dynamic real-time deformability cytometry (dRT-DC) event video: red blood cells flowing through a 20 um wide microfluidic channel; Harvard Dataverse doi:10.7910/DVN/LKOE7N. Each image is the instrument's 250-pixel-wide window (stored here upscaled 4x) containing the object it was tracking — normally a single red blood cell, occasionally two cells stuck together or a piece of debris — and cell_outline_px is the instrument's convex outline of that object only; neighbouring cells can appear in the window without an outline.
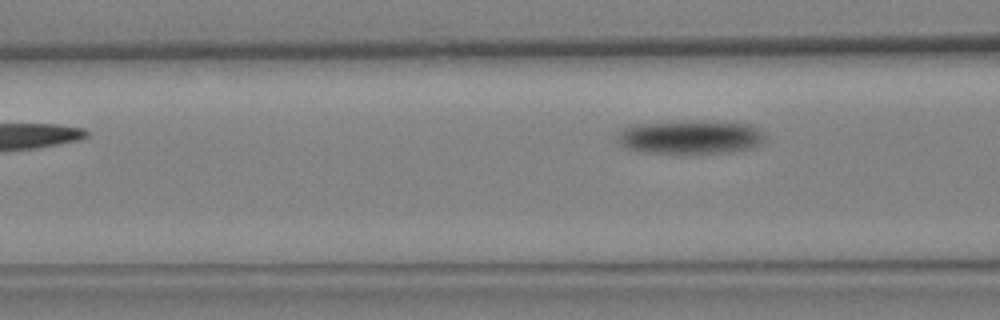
{"species": "Egyptian fruit bat (a non-hibernating species)", "species_latin": "Rousettus aegyptiacus", "temperature_condition": "warm", "stored_images_in_passage": 7, "camera_frame_rate_fps": 3000, "um_per_image_px": 0.085, "animal": {"sex": "female"}, "frame": {"image": 1, "passage_image": 7, "time_ms": 2.0, "image_size_px": [1000, 320], "cell_outline_px": [[768, 140], [764, 144], [752, 148], [732, 152], [640, 152], [628, 148], [616, 136], [624, 128], [632, 124], [692, 120], [700, 120], [752, 124], [764, 132]], "centroid_in_image_um": [58.81, 11.62], "position_along_channel_um": 107.8, "area_um2": 29.19}}